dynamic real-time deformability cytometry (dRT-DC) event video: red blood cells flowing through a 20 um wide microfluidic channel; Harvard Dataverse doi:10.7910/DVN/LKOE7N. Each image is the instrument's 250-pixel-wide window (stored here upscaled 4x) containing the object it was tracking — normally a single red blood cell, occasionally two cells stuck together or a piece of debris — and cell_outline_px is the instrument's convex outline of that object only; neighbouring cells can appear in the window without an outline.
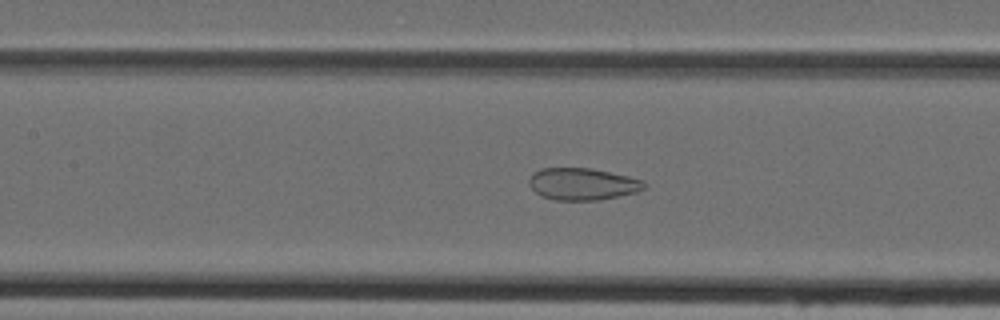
{"species": "Egyptian fruit bat (a non-hibernating species)", "species_latin": "Rousettus aegyptiacus", "temperature_condition": "cold", "stored_images_in_passage": 35, "camera_frame_rate_fps": 3000, "um_per_image_px": 0.085, "animal": {"sex": "female"}, "frame": {"image": 1, "passage_image": 9, "time_ms": 2.667, "image_size_px": [1000, 320], "cell_outline_px": [[648, 184], [644, 188], [636, 192], [596, 200], [552, 200], [540, 196], [528, 184], [528, 180], [540, 168], [592, 168], [628, 176], [644, 180]], "centroid_in_image_um": [49.51, 15.64], "position_along_channel_um": 157.9, "area_um2": 21.44}}
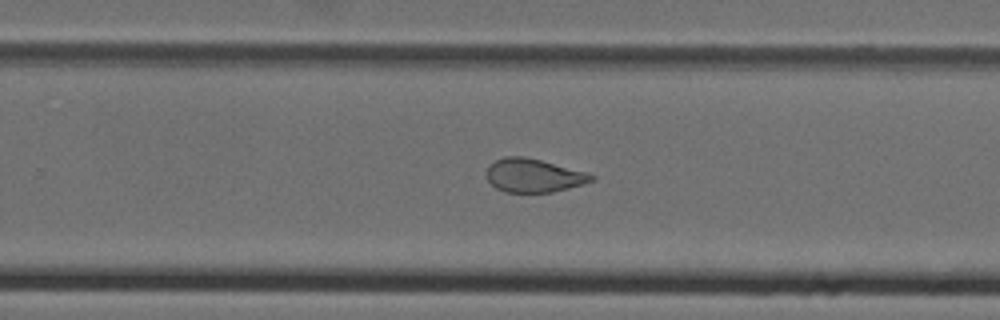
{"frame": {"image": 2, "passage_image": 18, "time_ms": 5.667, "image_size_px": [1000, 320], "cell_outline_px": [[596, 180], [584, 184], [552, 192], [504, 192], [496, 188], [488, 180], [484, 172], [488, 164], [504, 156], [524, 156], [588, 172], [596, 176]], "centroid_in_image_um": [45.35, 14.91], "position_along_channel_um": 284.5, "area_um2": 20.75}}
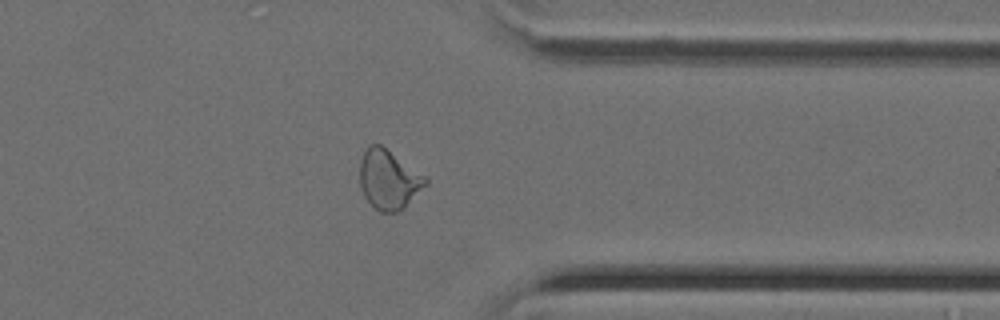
{"frame": {"image": 3, "passage_image": 25, "time_ms": 8.0, "image_size_px": [1000, 320], "cell_outline_px": [[428, 184], [404, 208], [396, 212], [380, 212], [364, 196], [360, 184], [360, 160], [368, 144], [380, 144], [428, 176]], "centroid_in_image_um": [33.07, 15.24], "position_along_channel_um": 378.3, "area_um2": 22.95}}